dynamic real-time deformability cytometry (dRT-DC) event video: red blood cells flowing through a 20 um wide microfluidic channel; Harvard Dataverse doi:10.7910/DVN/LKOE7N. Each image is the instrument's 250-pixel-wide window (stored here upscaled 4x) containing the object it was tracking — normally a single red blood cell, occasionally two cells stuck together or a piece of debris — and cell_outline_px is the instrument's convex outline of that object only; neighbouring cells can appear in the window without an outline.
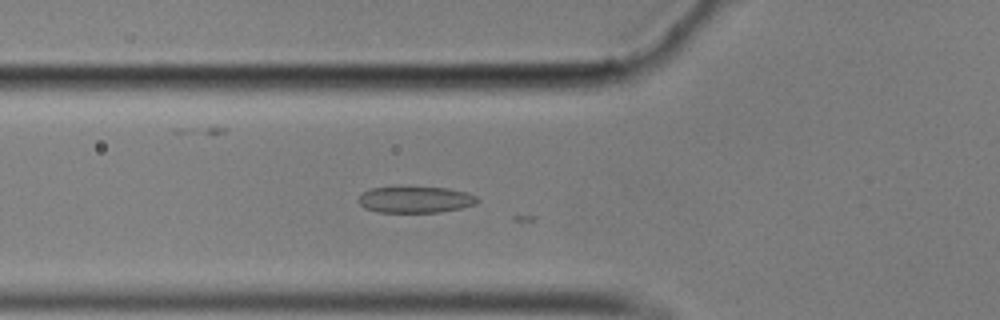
{"species": "common noctule bat (a hibernating species)", "species_latin": "Nyctalus noctula", "temperature_condition": "cold", "stored_images_in_passage": 11, "camera_frame_rate_fps": 3000, "um_per_image_px": 0.085, "animal": {"sex": "male", "body_mass_g": 17.9}, "frame": {"image": 1, "passage_image": 2, "time_ms": 0.333, "image_size_px": [1000, 320], "cell_outline_px": [[480, 200], [476, 204], [460, 208], [440, 212], [376, 212], [364, 208], [360, 204], [360, 196], [368, 188], [448, 188], [468, 192], [476, 196]], "centroid_in_image_um": [35.35, 16.98], "position_along_channel_um": 90.5, "area_um2": 18.03}}
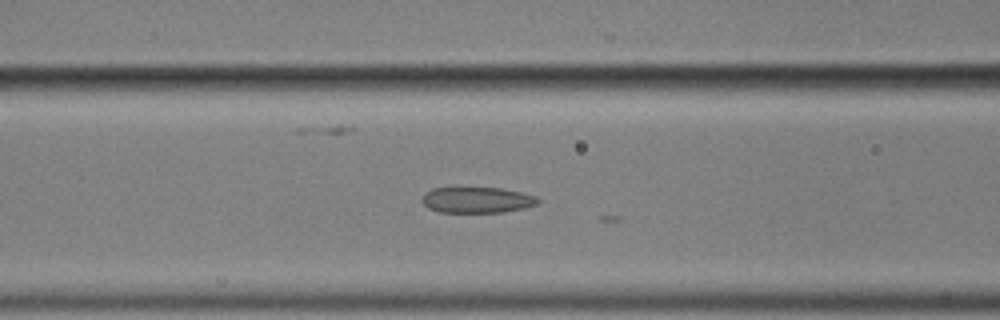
{"frame": {"image": 2, "passage_image": 5, "time_ms": 1.333, "image_size_px": [1000, 320], "cell_outline_px": [[540, 200], [536, 204], [524, 208], [504, 212], [440, 212], [428, 208], [420, 200], [424, 192], [432, 188], [500, 188], [520, 192], [536, 196]], "centroid_in_image_um": [40.51, 17.0], "position_along_channel_um": 126.1, "area_um2": 17.46}}
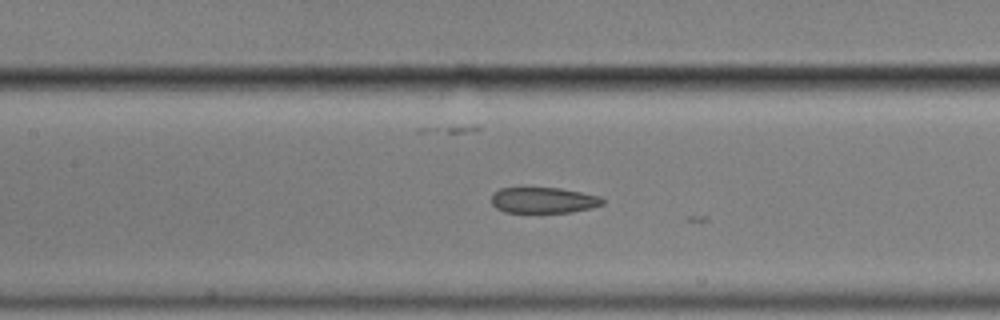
{"frame": {"image": 3, "passage_image": 8, "time_ms": 2.333, "image_size_px": [1000, 320], "cell_outline_px": [[604, 204], [592, 208], [572, 212], [504, 212], [496, 208], [492, 204], [492, 196], [500, 188], [560, 188], [600, 196], [604, 200]], "centroid_in_image_um": [46.22, 17.02], "position_along_channel_um": 161.2, "area_um2": 16.65}}